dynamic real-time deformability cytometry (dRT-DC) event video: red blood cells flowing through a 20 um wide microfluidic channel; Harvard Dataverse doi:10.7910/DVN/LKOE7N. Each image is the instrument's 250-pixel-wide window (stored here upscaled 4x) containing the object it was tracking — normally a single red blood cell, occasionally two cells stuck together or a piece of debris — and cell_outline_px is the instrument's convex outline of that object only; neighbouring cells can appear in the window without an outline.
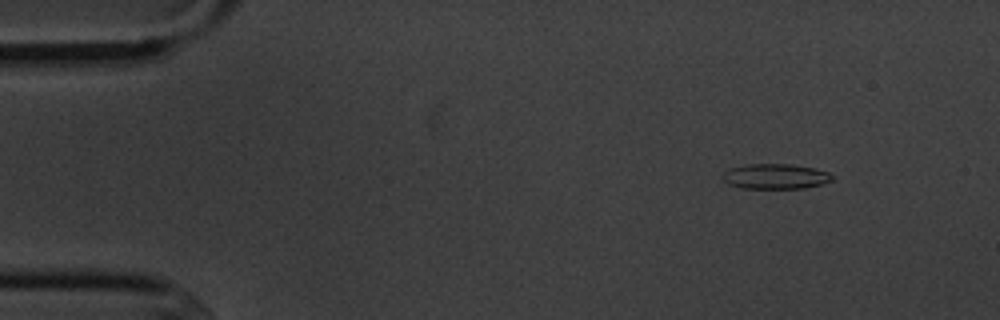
{"species": "common noctule bat (a hibernating species)", "species_latin": "Nyctalus noctula", "temperature_condition": "cold", "stored_images_in_passage": 5, "camera_frame_rate_fps": 3000, "um_per_image_px": 0.085, "animal": {"sex": "male", "body_mass_g": 20.1, "forearm_length_mm": 53.5}, "frame": {"image": 1, "passage_image": 2, "time_ms": 1.0, "image_size_px": [1000, 320], "cell_outline_px": [[832, 180], [820, 184], [804, 188], [740, 188], [728, 184], [720, 176], [724, 172], [732, 168], [744, 164], [792, 164], [816, 168], [828, 172], [832, 176]], "centroid_in_image_um": [65.88, 14.99], "position_along_channel_um": 19.1, "area_um2": 16.07}}